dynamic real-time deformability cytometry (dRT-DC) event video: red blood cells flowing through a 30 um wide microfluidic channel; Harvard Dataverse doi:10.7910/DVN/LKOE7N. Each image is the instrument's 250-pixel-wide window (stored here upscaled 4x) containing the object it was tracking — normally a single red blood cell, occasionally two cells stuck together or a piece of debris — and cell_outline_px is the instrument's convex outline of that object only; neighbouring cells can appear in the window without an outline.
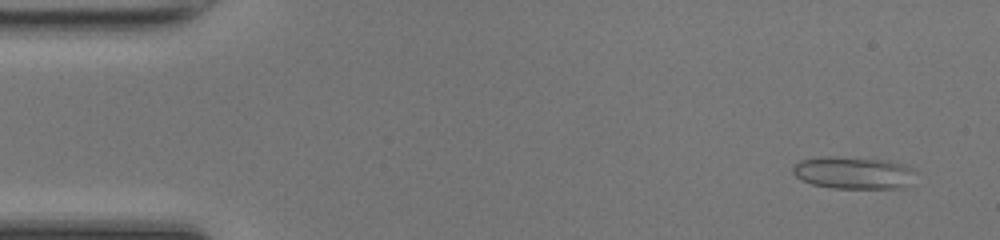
{"species": "common noctule bat (a hibernating species)", "species_latin": "Nyctalus noctula", "temperature_condition": "room temperature", "stored_images_in_passage": 48, "camera_frame_rate_fps": 3000, "um_per_image_px": 0.085, "animal": {"sex": "female", "body_mass_g": 17.0, "forearm_length_mm": 48.0}, "frame": {"image": 1, "passage_image": 3, "time_ms": 0.667, "image_size_px": [1000, 240], "cell_outline_px": [[916, 172], [912, 184], [904, 188], [832, 188], [812, 184], [800, 180], [792, 172], [792, 164], [800, 160], [820, 156], [832, 156], [888, 160], [904, 164], [912, 168]], "centroid_in_image_um": [72.55, 14.68], "position_along_channel_um": 12.5, "area_um2": 23.64}}
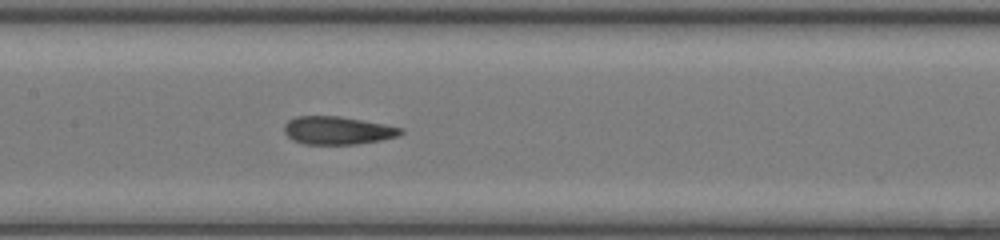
{"frame": {"image": 2, "passage_image": 23, "time_ms": 7.333, "image_size_px": [1000, 240], "cell_outline_px": [[404, 132], [400, 136], [380, 140], [356, 144], [304, 144], [292, 140], [284, 132], [284, 124], [288, 120], [296, 116], [340, 116], [384, 124], [404, 128]], "centroid_in_image_um": [28.7, 11.08], "position_along_channel_um": 178.7, "area_um2": 19.13}}
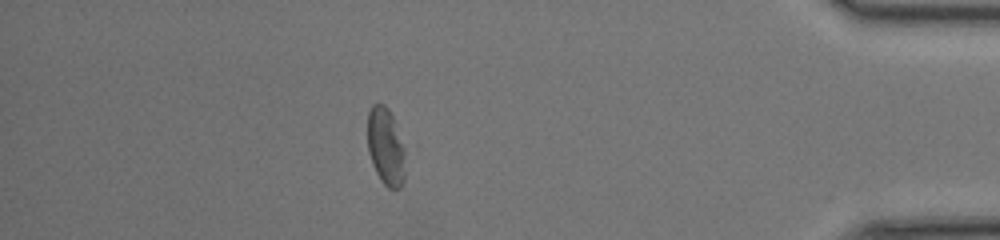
{"frame": {"image": 3, "passage_image": 42, "time_ms": 13.667, "image_size_px": [1000, 240], "cell_outline_px": [[404, 180], [400, 188], [388, 188], [380, 180], [372, 164], [368, 152], [368, 112], [372, 104], [384, 104], [388, 108], [392, 116], [404, 148]], "centroid_in_image_um": [32.77, 12.47], "position_along_channel_um": 402.4, "area_um2": 16.88}, "authors_computed_cell_mechanics": {"area_um2": 19.2763, "velocity_mm_per_s": 4.2848, "shape_relaxation_time_tau1_ms": 6.932, "shape_relaxation_time_tau2_ms": 0.9922, "deformation_change_tau1": 0.1911, "deformation_change_tau2": 0.0771}}